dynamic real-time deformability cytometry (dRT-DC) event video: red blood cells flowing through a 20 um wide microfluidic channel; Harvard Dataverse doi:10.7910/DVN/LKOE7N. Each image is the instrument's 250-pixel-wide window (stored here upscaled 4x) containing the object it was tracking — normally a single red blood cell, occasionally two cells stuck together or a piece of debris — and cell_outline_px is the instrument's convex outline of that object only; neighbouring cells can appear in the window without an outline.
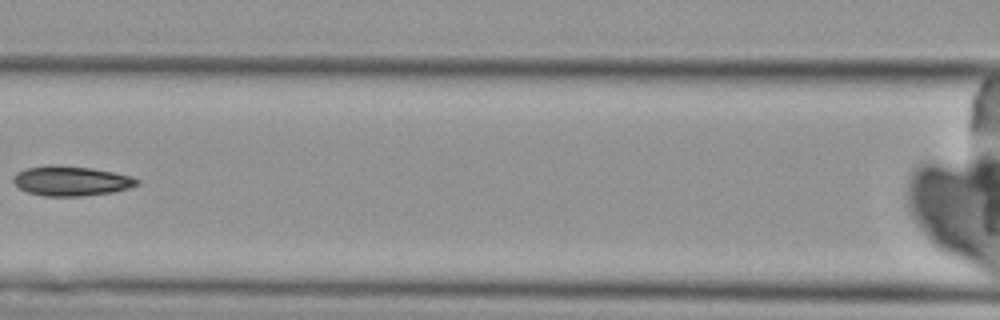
{"species": "Egyptian fruit bat (a non-hibernating species)", "species_latin": "Rousettus aegyptiacus", "temperature_condition": "cold", "stored_images_in_passage": 5, "camera_frame_rate_fps": 3000, "um_per_image_px": 0.085, "animal": {"sex": "female"}, "frame": {"image": 1, "passage_image": 5, "time_ms": 4.667, "image_size_px": [1000, 320], "cell_outline_px": [[140, 184], [128, 188], [112, 192], [80, 196], [44, 196], [28, 192], [20, 188], [12, 180], [12, 176], [16, 172], [28, 168], [48, 164], [52, 164], [92, 168], [112, 172], [128, 176], [140, 180]], "centroid_in_image_um": [6.01, 15.37], "position_along_channel_um": 160.6, "area_um2": 21.39}}